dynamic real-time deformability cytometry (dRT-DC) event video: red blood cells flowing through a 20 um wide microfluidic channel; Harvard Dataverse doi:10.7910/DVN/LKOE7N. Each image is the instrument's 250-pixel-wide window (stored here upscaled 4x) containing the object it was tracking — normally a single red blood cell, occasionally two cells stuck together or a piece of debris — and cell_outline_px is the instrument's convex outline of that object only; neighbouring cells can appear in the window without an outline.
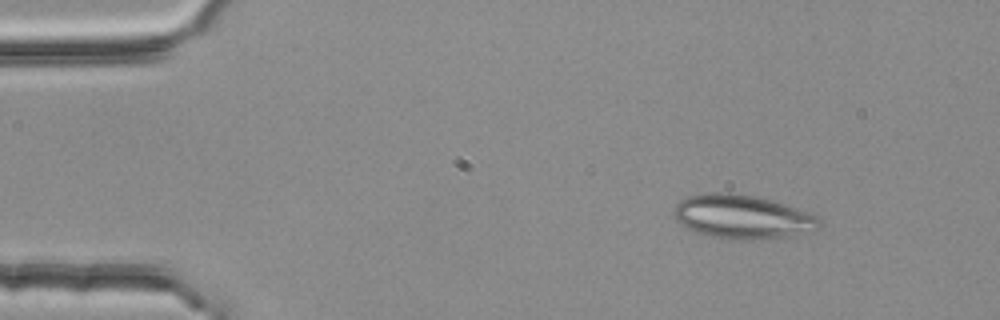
{"species": "common noctule bat (a hibernating species)", "species_latin": "Nyctalus noctula", "temperature_condition": "room temperature", "stored_images_in_passage": 4, "camera_frame_rate_fps": 3000, "um_per_image_px": 0.085, "animal": {"sex": "female", "body_mass_g": 25.1}, "frame": {"image": 1, "passage_image": 4, "time_ms": 1.0, "image_size_px": [1000, 320], "cell_outline_px": [[820, 228], [812, 232], [784, 236], [752, 240], [740, 240], [712, 236], [696, 232], [680, 224], [676, 220], [672, 212], [676, 204], [680, 200], [688, 196], [716, 192], [728, 192], [756, 196], [784, 204], [808, 212], [816, 216], [820, 220]], "centroid_in_image_um": [63.09, 18.42], "position_along_channel_um": 21.9, "area_um2": 37.05}}